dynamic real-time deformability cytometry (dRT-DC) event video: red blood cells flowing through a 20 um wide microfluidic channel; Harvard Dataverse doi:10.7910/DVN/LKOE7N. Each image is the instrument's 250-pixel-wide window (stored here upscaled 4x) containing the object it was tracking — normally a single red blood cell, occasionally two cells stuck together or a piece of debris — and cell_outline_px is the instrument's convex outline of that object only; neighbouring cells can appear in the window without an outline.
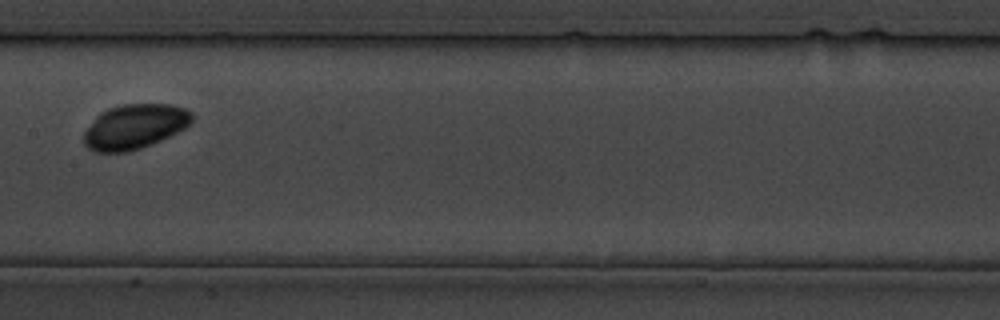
{"species": "common noctule bat (a hibernating species)", "species_latin": "Nyctalus noctula", "temperature_condition": "cold", "stored_images_in_passage": 22, "camera_frame_rate_fps": 3000, "um_per_image_px": 0.085, "animal": {"sex": "male", "body_mass_g": 19.5, "forearm_length_mm": 54.6}, "frame": {"image": 1, "passage_image": 10, "time_ms": 11.667, "image_size_px": [1000, 320], "cell_outline_px": [[192, 120], [184, 128], [160, 140], [140, 148], [128, 152], [96, 152], [88, 148], [84, 144], [84, 132], [96, 116], [100, 112], [108, 108], [124, 104], [172, 104], [184, 108], [192, 112]], "centroid_in_image_um": [11.42, 10.75], "position_along_channel_um": 196.0, "area_um2": 27.98}}